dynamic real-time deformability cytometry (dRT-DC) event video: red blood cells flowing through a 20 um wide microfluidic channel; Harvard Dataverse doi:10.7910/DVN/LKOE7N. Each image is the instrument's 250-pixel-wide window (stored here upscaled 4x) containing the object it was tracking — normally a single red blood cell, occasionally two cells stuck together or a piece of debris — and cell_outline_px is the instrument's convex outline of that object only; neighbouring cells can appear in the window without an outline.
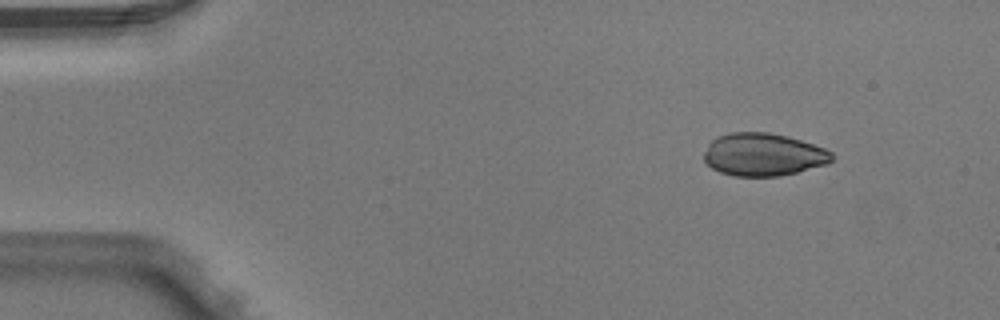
{"species": "Egyptian fruit bat (a non-hibernating species)", "species_latin": "Rousettus aegyptiacus", "temperature_condition": "warm", "stored_images_in_passage": 4, "camera_frame_rate_fps": 3000, "um_per_image_px": 0.085, "animal": {"sex": "male"}, "frame": {"image": 1, "passage_image": 1, "time_ms": 0.0, "image_size_px": [1000, 320], "cell_outline_px": [[832, 160], [828, 164], [780, 176], [732, 176], [720, 172], [712, 168], [704, 160], [704, 152], [708, 144], [716, 136], [732, 132], [768, 132], [788, 136], [824, 148], [832, 152]], "centroid_in_image_um": [64.86, 13.13], "position_along_channel_um": 20.1, "area_um2": 31.91}}